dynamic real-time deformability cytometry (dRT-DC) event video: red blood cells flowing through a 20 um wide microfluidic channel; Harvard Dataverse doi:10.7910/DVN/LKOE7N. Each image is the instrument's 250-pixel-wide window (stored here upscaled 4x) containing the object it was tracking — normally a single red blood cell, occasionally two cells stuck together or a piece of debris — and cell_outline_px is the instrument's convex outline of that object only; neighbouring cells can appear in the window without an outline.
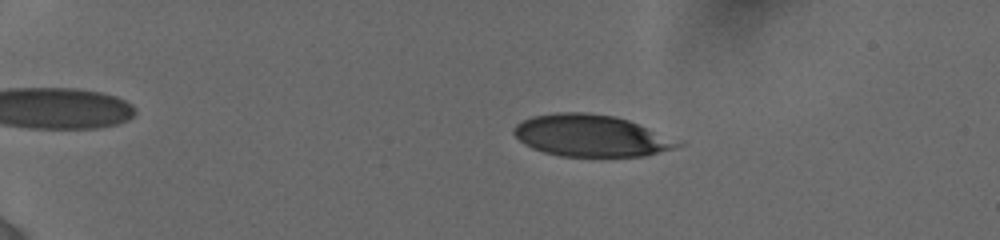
{"species": "human", "species_latin": "Homo sapiens", "temperature_condition": "cold", "stored_images_in_passage": 37, "camera_frame_rate_fps": 3000, "um_per_image_px": 0.085, "donor": {"sex": "female"}, "frame": {"image": 1, "passage_image": 23, "time_ms": 4.0, "image_size_px": [1000, 240], "cell_outline_px": [[684, 144], [672, 148], [644, 156], [560, 156], [544, 152], [532, 148], [524, 144], [512, 132], [512, 128], [516, 124], [532, 116], [556, 112], [584, 112], [612, 116], [628, 120]], "centroid_in_image_um": [50.13, 11.53], "position_along_channel_um": 34.9, "area_um2": 39.25}}